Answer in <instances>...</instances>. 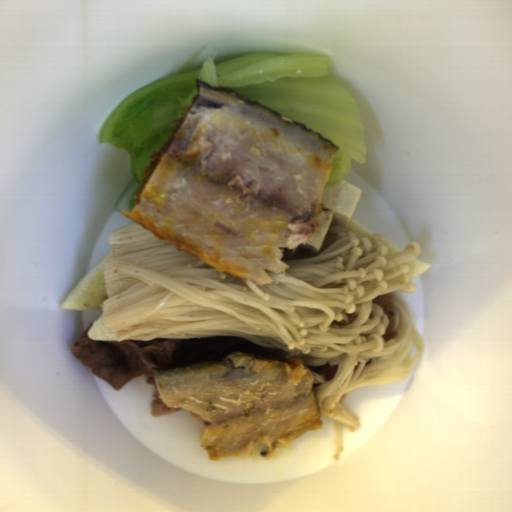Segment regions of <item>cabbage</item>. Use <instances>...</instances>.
<instances>
[{
  "label": "cabbage",
  "instance_id": "1",
  "mask_svg": "<svg viewBox=\"0 0 512 512\" xmlns=\"http://www.w3.org/2000/svg\"><path fill=\"white\" fill-rule=\"evenodd\" d=\"M216 60L215 50L193 71L135 89L104 123L100 143L125 149L133 174L114 203L119 214L132 211L152 154L166 143L190 106L198 93V80L210 87L231 89L330 139L338 152L326 184L351 174L352 160L366 164V129L314 98L351 94L343 81L330 76L328 56L253 53Z\"/></svg>",
  "mask_w": 512,
  "mask_h": 512
}]
</instances>
